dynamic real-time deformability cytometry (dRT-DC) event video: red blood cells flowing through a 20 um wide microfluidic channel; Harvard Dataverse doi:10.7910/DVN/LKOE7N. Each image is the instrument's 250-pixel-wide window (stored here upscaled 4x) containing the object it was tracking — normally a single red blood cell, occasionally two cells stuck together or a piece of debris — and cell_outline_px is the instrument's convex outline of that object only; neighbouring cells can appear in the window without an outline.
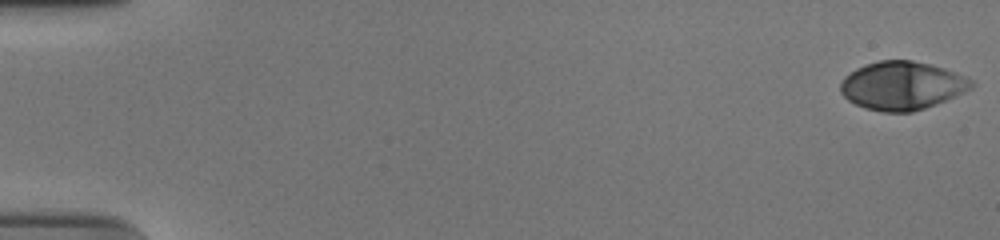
{"species": "human", "species_latin": "Homo sapiens", "temperature_condition": "cold", "stored_images_in_passage": 56, "camera_frame_rate_fps": 3000, "um_per_image_px": 0.085, "donor": {"sex": "male"}, "frame": {"image": 1, "passage_image": 1, "time_ms": 0.0, "image_size_px": [1000, 240], "cell_outline_px": [[976, 84], [972, 88], [956, 96], [924, 108], [912, 112], [884, 112], [864, 108], [848, 100], [840, 92], [840, 84], [844, 76], [856, 68], [864, 64], [880, 60], [912, 60], [944, 68], [968, 76]], "centroid_in_image_um": [76.68, 7.27], "position_along_channel_um": 8.3, "area_um2": 37.05}}
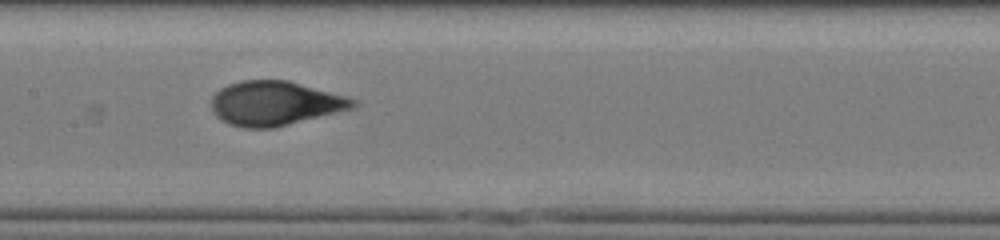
{"frame": {"image": 2, "passage_image": 29, "time_ms": 9.333, "image_size_px": [1000, 240], "cell_outline_px": [[356, 104], [352, 108], [272, 128], [244, 128], [228, 124], [220, 120], [212, 112], [212, 96], [220, 88], [228, 84], [240, 80], [288, 80], [348, 96], [356, 100]], "centroid_in_image_um": [23.33, 8.77], "position_along_channel_um": 184.1, "area_um2": 36.53}}
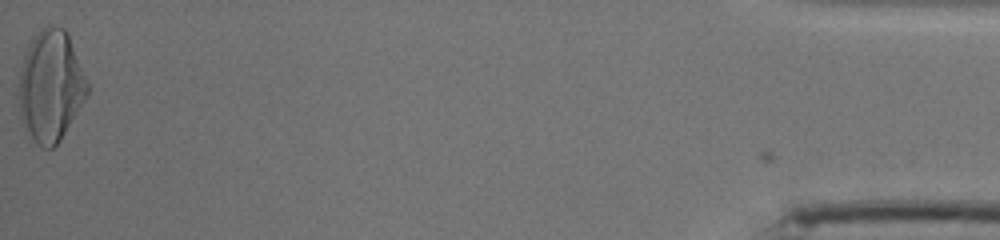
{"frame": {"image": 3, "passage_image": 56, "time_ms": 18.333, "image_size_px": [1000, 240], "cell_outline_px": [[92, 88], [88, 96], [60, 140], [52, 148], [40, 148], [28, 140], [20, 120], [16, 96], [20, 68], [24, 56], [32, 36], [36, 32], [48, 24], [52, 24], [64, 28], [68, 36]], "centroid_in_image_um": [4.27, 7.37], "position_along_channel_um": 430.9, "area_um2": 45.95}, "authors_computed_cell_mechanics": {"area_um2": 36.6452, "velocity_mm_per_s": 3.7309, "shape_relaxation_time_tau1_ms": 4.2604, "shape_relaxation_time_tau2_ms": null, "deformation_change_tau1": 0.2129, "deformation_change_tau2": null}}